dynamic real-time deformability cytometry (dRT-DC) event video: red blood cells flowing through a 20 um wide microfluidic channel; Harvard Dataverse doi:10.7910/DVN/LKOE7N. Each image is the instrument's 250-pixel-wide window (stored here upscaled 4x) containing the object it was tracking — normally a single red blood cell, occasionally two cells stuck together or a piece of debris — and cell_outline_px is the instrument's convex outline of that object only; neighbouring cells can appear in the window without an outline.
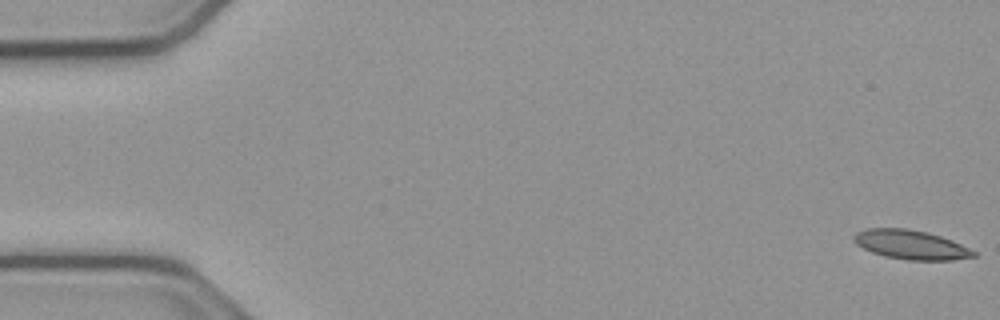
{"species": "common noctule bat (a hibernating species)", "species_latin": "Nyctalus noctula", "temperature_condition": "cold", "stored_images_in_passage": 15, "camera_frame_rate_fps": 3000, "um_per_image_px": 0.085, "animal": {"sex": "male", "body_mass_g": 23.1, "forearm_length_mm": 52.7}, "frame": {"image": 1, "passage_image": 1, "time_ms": 0.0, "image_size_px": [1000, 320], "cell_outline_px": [[976, 256], [952, 260], [908, 260], [884, 256], [872, 252], [856, 244], [852, 240], [852, 236], [856, 232], [868, 228], [908, 228], [928, 232], [952, 240], [976, 252]], "centroid_in_image_um": [77.39, 20.79], "position_along_channel_um": 7.6, "area_um2": 20.4}}
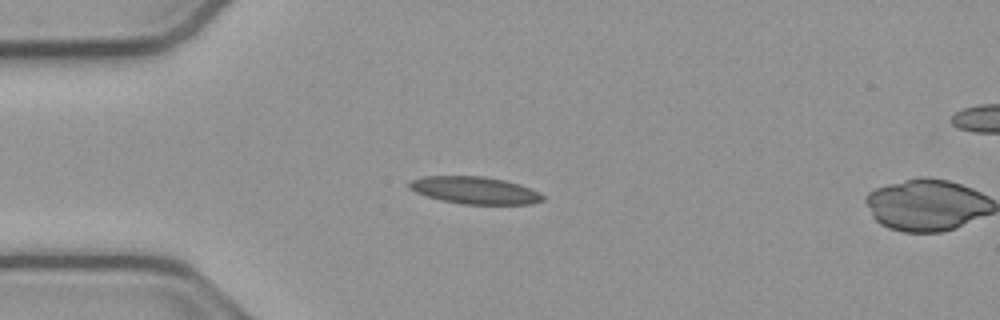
{"frame": {"image": 2, "passage_image": 14, "time_ms": 4.333, "image_size_px": [1000, 320], "cell_outline_px": [[544, 200], [532, 204], [460, 204], [440, 200], [416, 192], [408, 188], [408, 180], [424, 176], [484, 176], [504, 180], [520, 184], [540, 192], [544, 196]], "centroid_in_image_um": [40.35, 16.17], "position_along_channel_um": 44.7, "area_um2": 21.39}}